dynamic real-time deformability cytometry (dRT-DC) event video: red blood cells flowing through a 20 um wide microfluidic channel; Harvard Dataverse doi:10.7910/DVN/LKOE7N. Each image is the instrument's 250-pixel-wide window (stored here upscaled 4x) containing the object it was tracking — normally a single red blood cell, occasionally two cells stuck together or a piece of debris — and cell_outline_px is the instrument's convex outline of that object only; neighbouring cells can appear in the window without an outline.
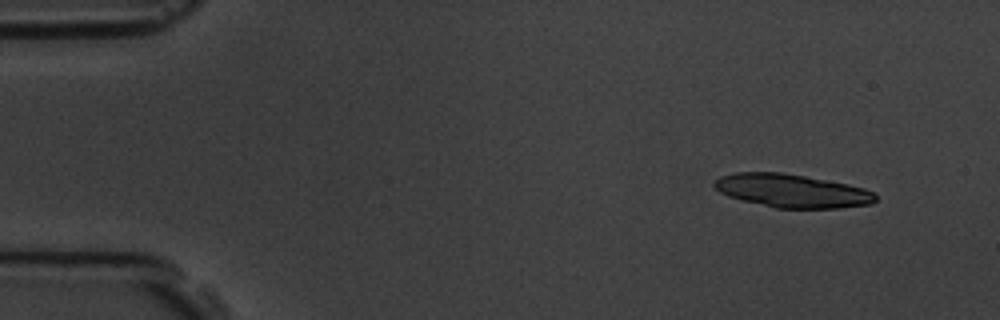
{"species": "common noctule bat (a hibernating species)", "species_latin": "Nyctalus noctula", "temperature_condition": "room temperature", "stored_images_in_passage": 5, "segment_of_instrument_passage": [2, 2], "camera_frame_rate_fps": 3000, "um_per_image_px": 0.085, "animal": {"sex": "male", "body_mass_g": 19.5, "forearm_length_mm": 54.6}, "frame": {"image": 1, "passage_image": 5, "time_ms": 6.333, "image_size_px": [1000, 320], "cell_outline_px": [[876, 200], [872, 204], [840, 208], [776, 208], [728, 196], [720, 192], [712, 184], [720, 176], [736, 172], [784, 172], [848, 184], [864, 188], [872, 192], [876, 196]], "centroid_in_image_um": [67.32, 16.21], "position_along_channel_um": 17.7, "area_um2": 31.21}}